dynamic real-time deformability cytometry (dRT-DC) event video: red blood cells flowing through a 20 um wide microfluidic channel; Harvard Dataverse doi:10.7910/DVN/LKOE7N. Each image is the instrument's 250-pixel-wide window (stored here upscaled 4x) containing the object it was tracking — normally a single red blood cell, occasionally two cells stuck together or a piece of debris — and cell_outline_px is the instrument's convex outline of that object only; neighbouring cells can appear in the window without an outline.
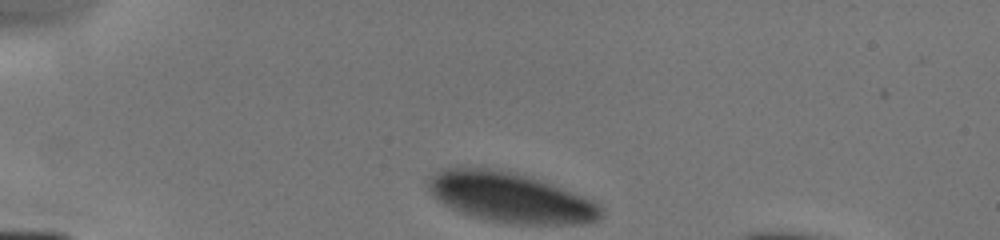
{"species": "human", "species_latin": "Homo sapiens", "temperature_condition": "cold", "stored_images_in_passage": 4, "segment_of_instrument_passage": [2, 2], "camera_frame_rate_fps": 3000, "um_per_image_px": 0.085, "donor": {"sex": "male"}, "frame": {"image": 1, "passage_image": 4, "time_ms": 4.0, "image_size_px": [1000, 240], "cell_outline_px": [[604, 212], [596, 220], [584, 224], [508, 224], [484, 220], [460, 212], [436, 200], [428, 184], [428, 180], [440, 168], [488, 168], [508, 172], [524, 176], [596, 200], [604, 208]], "centroid_in_image_um": [43.4, 16.82], "position_along_channel_um": 41.6, "area_um2": 49.88}}